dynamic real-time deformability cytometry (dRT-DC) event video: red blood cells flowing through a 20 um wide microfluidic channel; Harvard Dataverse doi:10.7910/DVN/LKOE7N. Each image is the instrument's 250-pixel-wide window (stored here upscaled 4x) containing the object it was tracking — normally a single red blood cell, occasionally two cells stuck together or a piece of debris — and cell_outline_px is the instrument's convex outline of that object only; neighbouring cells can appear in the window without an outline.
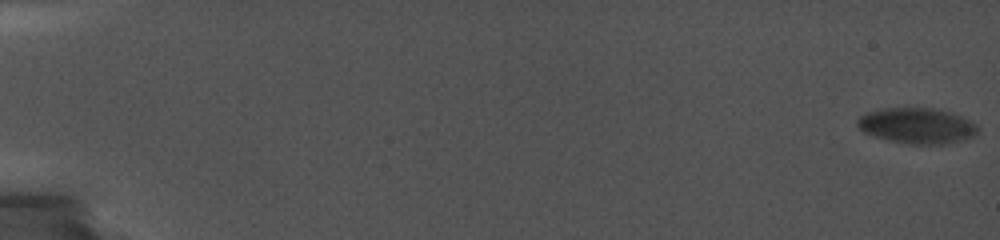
{"species": "common noctule bat (a hibernating species)", "species_latin": "Nyctalus noctula", "temperature_condition": "cold", "stored_images_in_passage": 20, "camera_frame_rate_fps": 5000, "um_per_image_px": 0.085, "animal": {"sex": "female", "body_mass_g": 19.0, "forearm_length_mm": 56.7}, "frame": {"image": 1, "passage_image": 1, "time_ms": 0.0, "image_size_px": [1000, 240], "cell_outline_px": [[980, 128], [972, 136], [960, 140], [944, 144], [908, 144], [888, 140], [872, 136], [864, 132], [856, 124], [856, 120], [860, 116], [868, 112], [884, 108], [932, 108], [952, 112], [976, 124]], "centroid_in_image_um": [77.91, 10.68], "position_along_channel_um": 7.1, "area_um2": 24.91}}